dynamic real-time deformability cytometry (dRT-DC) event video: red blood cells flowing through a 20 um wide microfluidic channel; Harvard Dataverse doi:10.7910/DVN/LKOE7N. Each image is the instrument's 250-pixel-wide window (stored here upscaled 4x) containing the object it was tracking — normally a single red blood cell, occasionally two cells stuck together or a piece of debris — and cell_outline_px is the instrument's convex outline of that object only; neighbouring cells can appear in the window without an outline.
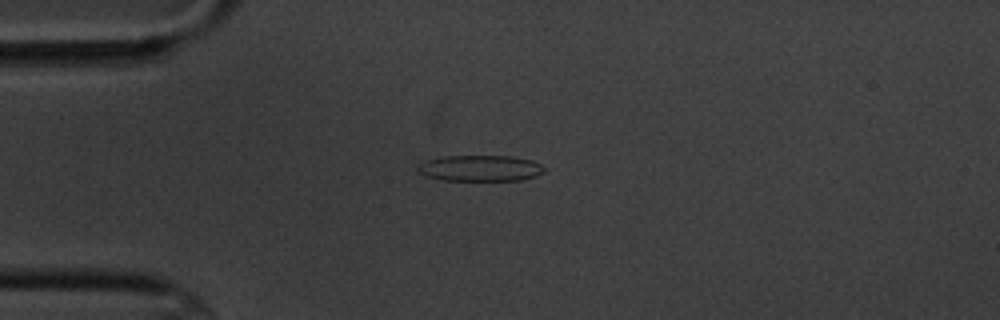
{"species": "common noctule bat (a hibernating species)", "species_latin": "Nyctalus noctula", "temperature_condition": "cold", "stored_images_in_passage": 8, "camera_frame_rate_fps": 3000, "um_per_image_px": 0.085, "animal": {"sex": "male", "body_mass_g": 20.1, "forearm_length_mm": 53.5}, "frame": {"image": 1, "passage_image": 4, "time_ms": 3.667, "image_size_px": [1000, 320], "cell_outline_px": [[544, 172], [536, 176], [520, 180], [440, 180], [424, 176], [416, 172], [416, 164], [428, 160], [444, 156], [512, 156], [532, 160], [540, 164], [544, 168]], "centroid_in_image_um": [40.76, 14.3], "position_along_channel_um": 44.2, "area_um2": 19.36}}
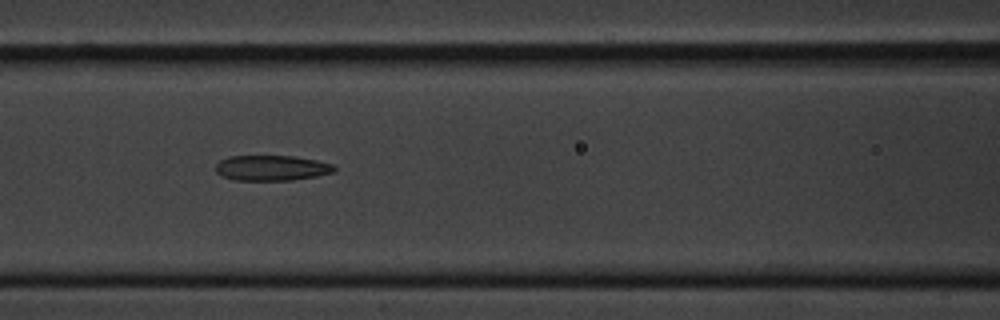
{"frame": {"image": 2, "passage_image": 7, "time_ms": 7.0, "image_size_px": [1000, 320], "cell_outline_px": [[336, 172], [316, 176], [292, 180], [232, 180], [220, 176], [216, 172], [216, 164], [220, 160], [228, 156], [296, 156], [316, 160], [332, 164], [336, 168]], "centroid_in_image_um": [23.07, 14.28], "position_along_channel_um": 143.5, "area_um2": 17.69}}
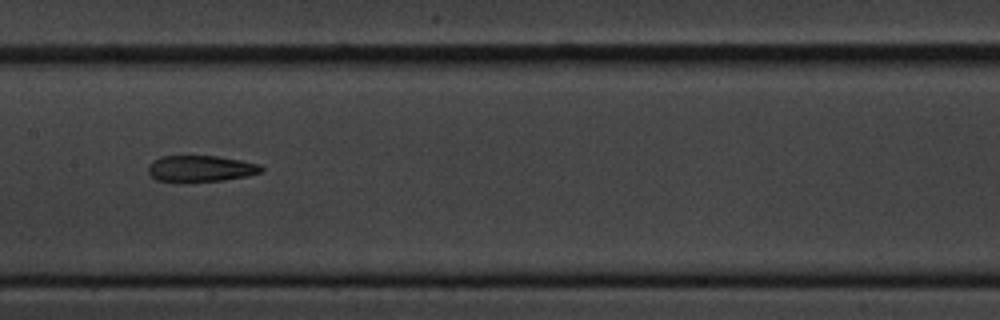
{"frame": {"image": 3, "passage_image": 8, "time_ms": 8.333, "image_size_px": [1000, 320], "cell_outline_px": [[264, 172], [248, 176], [224, 180], [156, 180], [148, 172], [148, 164], [152, 160], [160, 156], [216, 156], [240, 160], [260, 164], [264, 168]], "centroid_in_image_um": [17.1, 14.3], "position_along_channel_um": 190.3, "area_um2": 17.05}}